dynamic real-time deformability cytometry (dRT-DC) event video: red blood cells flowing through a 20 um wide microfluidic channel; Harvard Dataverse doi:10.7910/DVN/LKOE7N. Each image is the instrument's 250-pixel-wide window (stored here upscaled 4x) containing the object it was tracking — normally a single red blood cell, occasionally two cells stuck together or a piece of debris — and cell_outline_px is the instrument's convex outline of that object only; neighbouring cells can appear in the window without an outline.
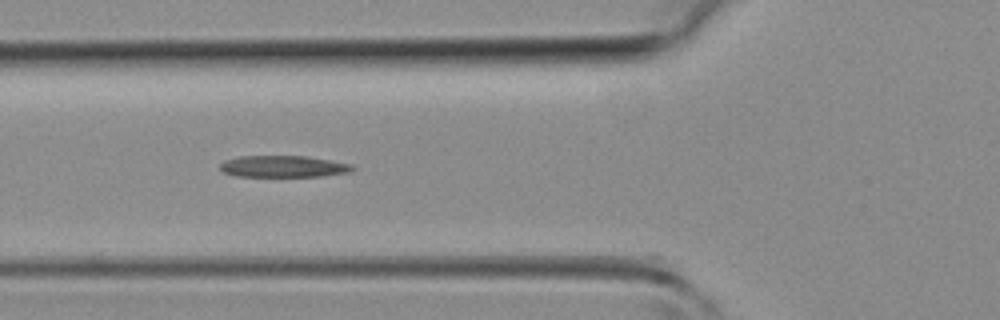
{"species": "common noctule bat (a hibernating species)", "species_latin": "Nyctalus noctula", "temperature_condition": "room temperature", "stored_images_in_passage": 9, "camera_frame_rate_fps": 3000, "um_per_image_px": 0.085, "animal": {"sex": "female", "body_mass_g": 19.3, "forearm_length_mm": 54.1}, "frame": {"image": 1, "passage_image": 6, "time_ms": 1.667, "image_size_px": [1000, 320], "cell_outline_px": [[356, 168], [348, 172], [324, 176], [236, 176], [224, 172], [220, 168], [220, 164], [224, 160], [240, 156], [308, 156], [352, 164]], "centroid_in_image_um": [24.1, 14.14], "position_along_channel_um": 101.7, "area_um2": 16.65}}
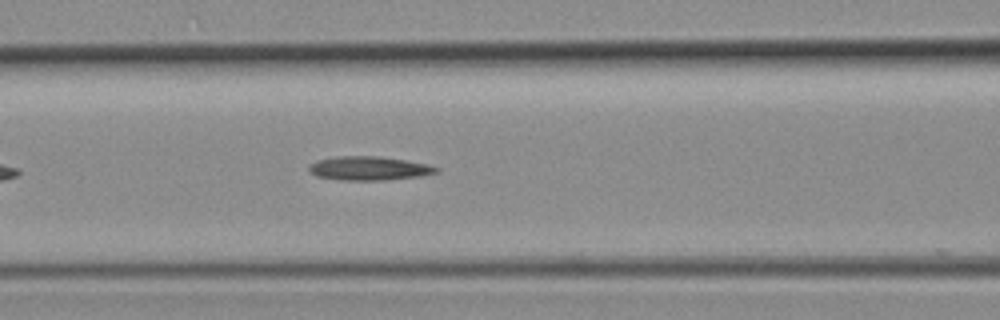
{"frame": {"image": 2, "passage_image": 8, "time_ms": 2.333, "image_size_px": [1000, 320], "cell_outline_px": [[440, 172], [420, 176], [384, 180], [340, 180], [316, 176], [308, 172], [308, 164], [316, 160], [340, 156], [376, 156], [404, 160], [428, 164], [440, 168]], "centroid_in_image_um": [31.34, 14.31], "position_along_channel_um": 135.3, "area_um2": 17.8}}